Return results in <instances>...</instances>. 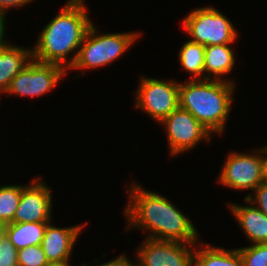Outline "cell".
Wrapping results in <instances>:
<instances>
[{
  "label": "cell",
  "instance_id": "obj_19",
  "mask_svg": "<svg viewBox=\"0 0 267 266\" xmlns=\"http://www.w3.org/2000/svg\"><path fill=\"white\" fill-rule=\"evenodd\" d=\"M23 185H0V223H13L22 195Z\"/></svg>",
  "mask_w": 267,
  "mask_h": 266
},
{
  "label": "cell",
  "instance_id": "obj_17",
  "mask_svg": "<svg viewBox=\"0 0 267 266\" xmlns=\"http://www.w3.org/2000/svg\"><path fill=\"white\" fill-rule=\"evenodd\" d=\"M49 222H23L3 225V231L17 250L40 245Z\"/></svg>",
  "mask_w": 267,
  "mask_h": 266
},
{
  "label": "cell",
  "instance_id": "obj_16",
  "mask_svg": "<svg viewBox=\"0 0 267 266\" xmlns=\"http://www.w3.org/2000/svg\"><path fill=\"white\" fill-rule=\"evenodd\" d=\"M200 243V244H199ZM198 249V250H197ZM193 266H244L237 248L224 249L198 241L194 247Z\"/></svg>",
  "mask_w": 267,
  "mask_h": 266
},
{
  "label": "cell",
  "instance_id": "obj_9",
  "mask_svg": "<svg viewBox=\"0 0 267 266\" xmlns=\"http://www.w3.org/2000/svg\"><path fill=\"white\" fill-rule=\"evenodd\" d=\"M165 128L171 157L194 149L200 142L209 143L213 135L189 111L175 109L160 123Z\"/></svg>",
  "mask_w": 267,
  "mask_h": 266
},
{
  "label": "cell",
  "instance_id": "obj_5",
  "mask_svg": "<svg viewBox=\"0 0 267 266\" xmlns=\"http://www.w3.org/2000/svg\"><path fill=\"white\" fill-rule=\"evenodd\" d=\"M183 30L192 42L209 45H232L238 39L233 23L214 6L196 8L181 21Z\"/></svg>",
  "mask_w": 267,
  "mask_h": 266
},
{
  "label": "cell",
  "instance_id": "obj_6",
  "mask_svg": "<svg viewBox=\"0 0 267 266\" xmlns=\"http://www.w3.org/2000/svg\"><path fill=\"white\" fill-rule=\"evenodd\" d=\"M218 176V183L235 190H251L266 180V146L245 154L230 151Z\"/></svg>",
  "mask_w": 267,
  "mask_h": 266
},
{
  "label": "cell",
  "instance_id": "obj_18",
  "mask_svg": "<svg viewBox=\"0 0 267 266\" xmlns=\"http://www.w3.org/2000/svg\"><path fill=\"white\" fill-rule=\"evenodd\" d=\"M178 53L181 67L190 74L189 79H204L205 46L188 40Z\"/></svg>",
  "mask_w": 267,
  "mask_h": 266
},
{
  "label": "cell",
  "instance_id": "obj_21",
  "mask_svg": "<svg viewBox=\"0 0 267 266\" xmlns=\"http://www.w3.org/2000/svg\"><path fill=\"white\" fill-rule=\"evenodd\" d=\"M18 266H46L49 262L40 245H32L18 250Z\"/></svg>",
  "mask_w": 267,
  "mask_h": 266
},
{
  "label": "cell",
  "instance_id": "obj_4",
  "mask_svg": "<svg viewBox=\"0 0 267 266\" xmlns=\"http://www.w3.org/2000/svg\"><path fill=\"white\" fill-rule=\"evenodd\" d=\"M99 33L94 23L89 27L84 40L79 47L77 58L74 64L70 67L72 70L98 69L110 63H113L118 58H121L123 53L132 47L141 36V32H117V33Z\"/></svg>",
  "mask_w": 267,
  "mask_h": 266
},
{
  "label": "cell",
  "instance_id": "obj_8",
  "mask_svg": "<svg viewBox=\"0 0 267 266\" xmlns=\"http://www.w3.org/2000/svg\"><path fill=\"white\" fill-rule=\"evenodd\" d=\"M68 71L61 65L32 59L12 80L8 96L41 97L52 92Z\"/></svg>",
  "mask_w": 267,
  "mask_h": 266
},
{
  "label": "cell",
  "instance_id": "obj_10",
  "mask_svg": "<svg viewBox=\"0 0 267 266\" xmlns=\"http://www.w3.org/2000/svg\"><path fill=\"white\" fill-rule=\"evenodd\" d=\"M136 250L137 266H193L195 244L145 238Z\"/></svg>",
  "mask_w": 267,
  "mask_h": 266
},
{
  "label": "cell",
  "instance_id": "obj_28",
  "mask_svg": "<svg viewBox=\"0 0 267 266\" xmlns=\"http://www.w3.org/2000/svg\"><path fill=\"white\" fill-rule=\"evenodd\" d=\"M265 178L267 181V145H266V167H265Z\"/></svg>",
  "mask_w": 267,
  "mask_h": 266
},
{
  "label": "cell",
  "instance_id": "obj_1",
  "mask_svg": "<svg viewBox=\"0 0 267 266\" xmlns=\"http://www.w3.org/2000/svg\"><path fill=\"white\" fill-rule=\"evenodd\" d=\"M127 188L128 203L124 208L126 229H141L146 238L196 244L199 235L195 225L177 205L161 193L145 190L135 181ZM129 189V190H128Z\"/></svg>",
  "mask_w": 267,
  "mask_h": 266
},
{
  "label": "cell",
  "instance_id": "obj_25",
  "mask_svg": "<svg viewBox=\"0 0 267 266\" xmlns=\"http://www.w3.org/2000/svg\"><path fill=\"white\" fill-rule=\"evenodd\" d=\"M25 5H28V0H0V10L5 13L8 12L11 8H21Z\"/></svg>",
  "mask_w": 267,
  "mask_h": 266
},
{
  "label": "cell",
  "instance_id": "obj_29",
  "mask_svg": "<svg viewBox=\"0 0 267 266\" xmlns=\"http://www.w3.org/2000/svg\"><path fill=\"white\" fill-rule=\"evenodd\" d=\"M3 231V224L0 223V233Z\"/></svg>",
  "mask_w": 267,
  "mask_h": 266
},
{
  "label": "cell",
  "instance_id": "obj_20",
  "mask_svg": "<svg viewBox=\"0 0 267 266\" xmlns=\"http://www.w3.org/2000/svg\"><path fill=\"white\" fill-rule=\"evenodd\" d=\"M244 266H267V243L238 248Z\"/></svg>",
  "mask_w": 267,
  "mask_h": 266
},
{
  "label": "cell",
  "instance_id": "obj_14",
  "mask_svg": "<svg viewBox=\"0 0 267 266\" xmlns=\"http://www.w3.org/2000/svg\"><path fill=\"white\" fill-rule=\"evenodd\" d=\"M235 55L231 45L205 46L204 79L221 80L234 83L235 80L224 78L235 67ZM207 73V74H206Z\"/></svg>",
  "mask_w": 267,
  "mask_h": 266
},
{
  "label": "cell",
  "instance_id": "obj_3",
  "mask_svg": "<svg viewBox=\"0 0 267 266\" xmlns=\"http://www.w3.org/2000/svg\"><path fill=\"white\" fill-rule=\"evenodd\" d=\"M235 86L228 81L188 79L179 83V107L189 111L212 135H224Z\"/></svg>",
  "mask_w": 267,
  "mask_h": 266
},
{
  "label": "cell",
  "instance_id": "obj_26",
  "mask_svg": "<svg viewBox=\"0 0 267 266\" xmlns=\"http://www.w3.org/2000/svg\"><path fill=\"white\" fill-rule=\"evenodd\" d=\"M6 14L5 12H3L2 10H0V47H3L5 45H7L9 42L6 41L5 38V32H6Z\"/></svg>",
  "mask_w": 267,
  "mask_h": 266
},
{
  "label": "cell",
  "instance_id": "obj_15",
  "mask_svg": "<svg viewBox=\"0 0 267 266\" xmlns=\"http://www.w3.org/2000/svg\"><path fill=\"white\" fill-rule=\"evenodd\" d=\"M29 48V49H28ZM32 48L18 45L0 47V93L4 94L11 80L32 60Z\"/></svg>",
  "mask_w": 267,
  "mask_h": 266
},
{
  "label": "cell",
  "instance_id": "obj_27",
  "mask_svg": "<svg viewBox=\"0 0 267 266\" xmlns=\"http://www.w3.org/2000/svg\"><path fill=\"white\" fill-rule=\"evenodd\" d=\"M46 266H72L70 262H49Z\"/></svg>",
  "mask_w": 267,
  "mask_h": 266
},
{
  "label": "cell",
  "instance_id": "obj_7",
  "mask_svg": "<svg viewBox=\"0 0 267 266\" xmlns=\"http://www.w3.org/2000/svg\"><path fill=\"white\" fill-rule=\"evenodd\" d=\"M140 77L133 107L160 123L179 107V83L171 79Z\"/></svg>",
  "mask_w": 267,
  "mask_h": 266
},
{
  "label": "cell",
  "instance_id": "obj_23",
  "mask_svg": "<svg viewBox=\"0 0 267 266\" xmlns=\"http://www.w3.org/2000/svg\"><path fill=\"white\" fill-rule=\"evenodd\" d=\"M246 198L267 216V181L259 184Z\"/></svg>",
  "mask_w": 267,
  "mask_h": 266
},
{
  "label": "cell",
  "instance_id": "obj_11",
  "mask_svg": "<svg viewBox=\"0 0 267 266\" xmlns=\"http://www.w3.org/2000/svg\"><path fill=\"white\" fill-rule=\"evenodd\" d=\"M42 176L23 185L22 195L13 219L14 223L52 222V192Z\"/></svg>",
  "mask_w": 267,
  "mask_h": 266
},
{
  "label": "cell",
  "instance_id": "obj_2",
  "mask_svg": "<svg viewBox=\"0 0 267 266\" xmlns=\"http://www.w3.org/2000/svg\"><path fill=\"white\" fill-rule=\"evenodd\" d=\"M87 9L85 0H67L59 14L39 33L32 48V58L43 63L61 65L69 71L92 24Z\"/></svg>",
  "mask_w": 267,
  "mask_h": 266
},
{
  "label": "cell",
  "instance_id": "obj_24",
  "mask_svg": "<svg viewBox=\"0 0 267 266\" xmlns=\"http://www.w3.org/2000/svg\"><path fill=\"white\" fill-rule=\"evenodd\" d=\"M132 261L129 260L127 255L120 254V256L112 259L111 261H107L106 263H102V264L99 263V264L94 265V266H137L136 261H134V260H132ZM79 266H90V265H88L87 263H82Z\"/></svg>",
  "mask_w": 267,
  "mask_h": 266
},
{
  "label": "cell",
  "instance_id": "obj_13",
  "mask_svg": "<svg viewBox=\"0 0 267 266\" xmlns=\"http://www.w3.org/2000/svg\"><path fill=\"white\" fill-rule=\"evenodd\" d=\"M244 200L249 206L229 202L230 211L251 244L267 243V216L246 197Z\"/></svg>",
  "mask_w": 267,
  "mask_h": 266
},
{
  "label": "cell",
  "instance_id": "obj_22",
  "mask_svg": "<svg viewBox=\"0 0 267 266\" xmlns=\"http://www.w3.org/2000/svg\"><path fill=\"white\" fill-rule=\"evenodd\" d=\"M17 248L4 231L0 233V266H18Z\"/></svg>",
  "mask_w": 267,
  "mask_h": 266
},
{
  "label": "cell",
  "instance_id": "obj_12",
  "mask_svg": "<svg viewBox=\"0 0 267 266\" xmlns=\"http://www.w3.org/2000/svg\"><path fill=\"white\" fill-rule=\"evenodd\" d=\"M49 222L41 246L48 262H71L74 245L87 223L76 226L57 227Z\"/></svg>",
  "mask_w": 267,
  "mask_h": 266
}]
</instances>
